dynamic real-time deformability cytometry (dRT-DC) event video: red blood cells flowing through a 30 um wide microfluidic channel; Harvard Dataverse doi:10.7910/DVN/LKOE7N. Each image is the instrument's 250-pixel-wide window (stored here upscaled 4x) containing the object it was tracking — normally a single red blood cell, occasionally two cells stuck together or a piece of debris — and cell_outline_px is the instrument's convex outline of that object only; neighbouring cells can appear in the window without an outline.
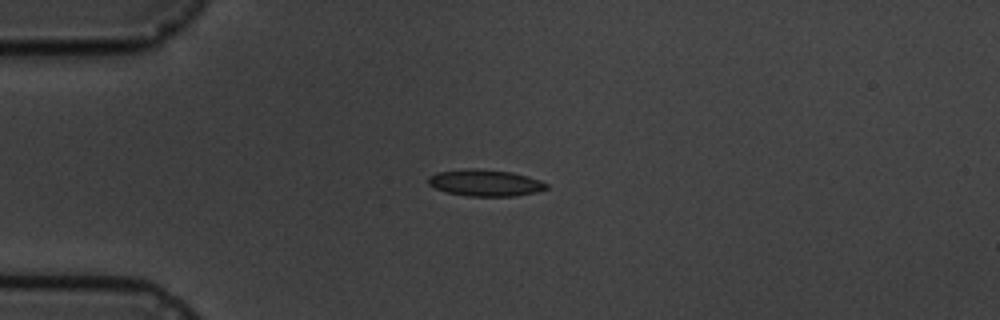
{"species": "common noctule bat (a hibernating species)", "species_latin": "Nyctalus noctula", "temperature_condition": "cold", "stored_images_in_passage": 4, "camera_frame_rate_fps": 3000, "um_per_image_px": 0.085, "animal": {"sex": "male", "body_mass_g": 19.5, "forearm_length_mm": 54.6}, "frame": {"image": 1, "passage_image": 2, "time_ms": 1.333, "image_size_px": [1000, 320], "cell_outline_px": [[548, 188], [536, 192], [516, 196], [468, 196], [448, 192], [436, 188], [428, 184], [428, 176], [436, 172], [464, 168], [480, 168], [512, 172], [528, 176], [540, 180], [548, 184]], "centroid_in_image_um": [41.24, 15.52], "position_along_channel_um": 43.8, "area_um2": 18.5}}
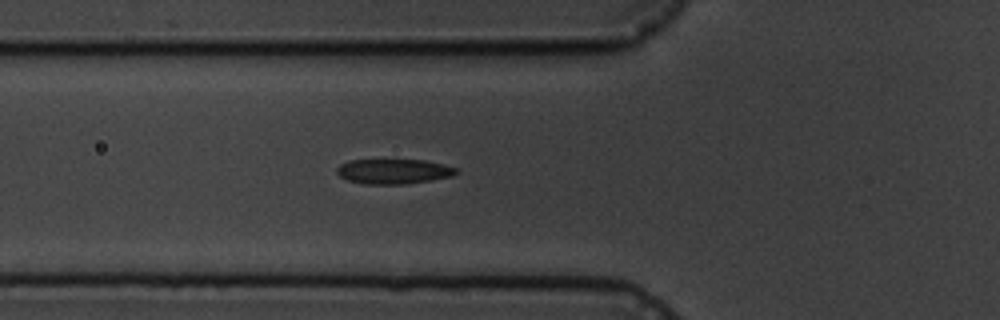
{"frame": {"image": 2, "passage_image": 4, "time_ms": 3.333, "image_size_px": [1000, 320], "cell_outline_px": [[460, 172], [452, 176], [432, 180], [408, 184], [364, 184], [348, 180], [340, 176], [336, 172], [336, 168], [340, 164], [348, 160], [424, 160], [444, 164], [456, 168]], "centroid_in_image_um": [33.47, 14.57], "position_along_channel_um": 92.3, "area_um2": 17.46}}